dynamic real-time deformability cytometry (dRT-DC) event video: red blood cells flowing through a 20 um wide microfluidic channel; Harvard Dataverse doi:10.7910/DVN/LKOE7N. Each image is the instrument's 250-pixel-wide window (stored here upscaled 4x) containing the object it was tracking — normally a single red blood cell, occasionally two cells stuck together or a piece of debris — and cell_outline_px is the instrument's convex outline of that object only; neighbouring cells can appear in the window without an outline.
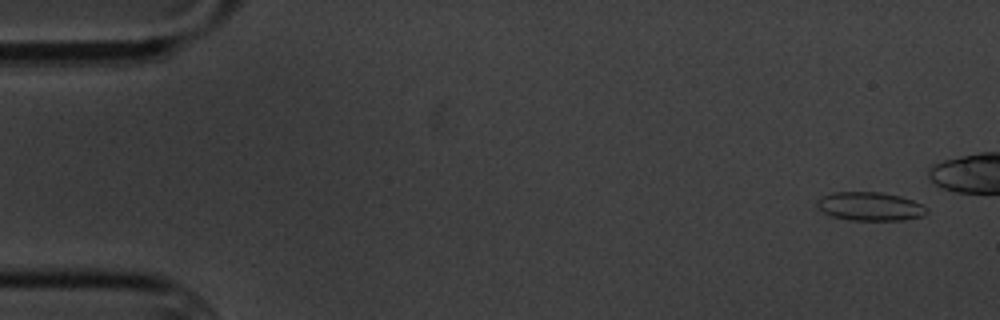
{"species": "common noctule bat (a hibernating species)", "species_latin": "Nyctalus noctula", "temperature_condition": "cold", "stored_images_in_passage": 6, "camera_frame_rate_fps": 3000, "um_per_image_px": 0.085, "animal": {"sex": "male", "body_mass_g": 20.1, "forearm_length_mm": 53.5}, "frame": {"image": 1, "passage_image": 1, "time_ms": 0.0, "image_size_px": [1000, 320], "cell_outline_px": [[928, 212], [924, 216], [904, 220], [848, 220], [832, 216], [824, 212], [816, 204], [816, 200], [820, 196], [832, 192], [880, 192], [900, 196], [912, 200], [928, 208]], "centroid_in_image_um": [73.95, 17.54], "position_along_channel_um": 11.1, "area_um2": 18.38}}